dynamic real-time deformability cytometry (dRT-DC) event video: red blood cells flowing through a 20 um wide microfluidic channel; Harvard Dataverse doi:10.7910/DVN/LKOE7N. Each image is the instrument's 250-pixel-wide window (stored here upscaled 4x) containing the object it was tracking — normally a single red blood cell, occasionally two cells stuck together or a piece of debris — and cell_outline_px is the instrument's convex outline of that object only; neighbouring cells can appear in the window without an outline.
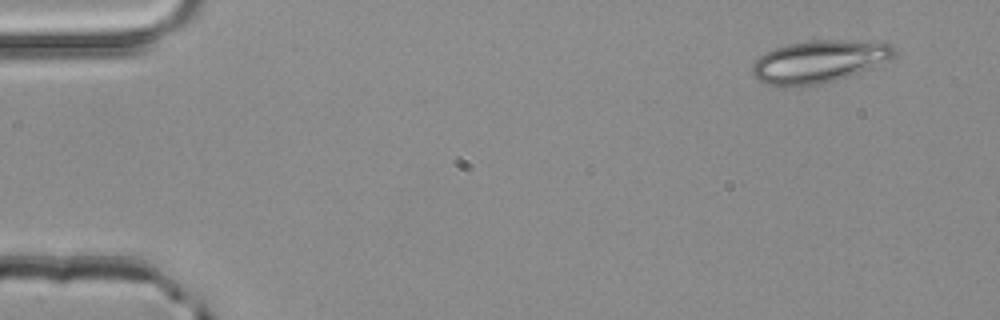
{"species": "common noctule bat (a hibernating species)", "species_latin": "Nyctalus noctula", "temperature_condition": "room temperature", "stored_images_in_passage": 50, "camera_frame_rate_fps": 3000, "um_per_image_px": 0.085, "animal": {"sex": "male", "body_mass_g": 20.4}, "frame": {"image": 1, "passage_image": 2, "time_ms": 0.333, "image_size_px": [1000, 320], "cell_outline_px": [[896, 52], [892, 60], [872, 68], [836, 80], [820, 84], [792, 88], [768, 84], [756, 80], [752, 76], [752, 64], [760, 56], [776, 48], [788, 44], [812, 40], [844, 40], [892, 44], [896, 48]], "centroid_in_image_um": [69.62, 5.25], "position_along_channel_um": 15.4, "area_um2": 35.37}}
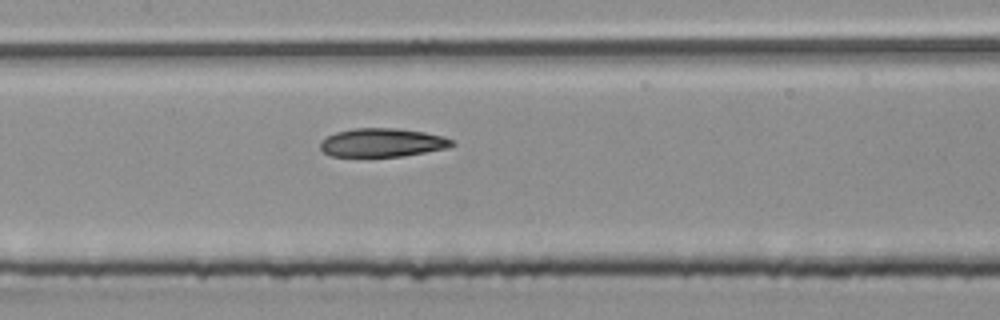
{"frame": {"image": 2, "passage_image": 23, "time_ms": 7.333, "image_size_px": [1000, 320], "cell_outline_px": [[456, 144], [448, 148], [404, 156], [332, 156], [324, 152], [320, 148], [320, 140], [336, 132], [356, 128], [400, 128], [424, 132], [444, 136], [452, 140]], "centroid_in_image_um": [32.52, 12.11], "position_along_channel_um": 174.9, "area_um2": 21.96}}
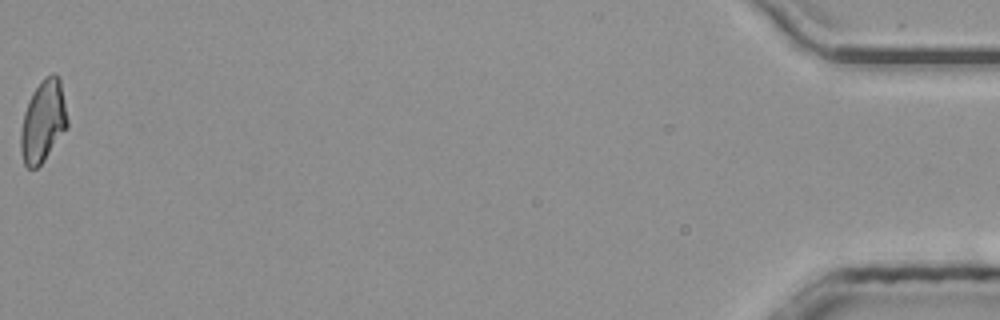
{"frame": {"image": 3, "passage_image": 50, "time_ms": 16.333, "image_size_px": [1000, 320], "cell_outline_px": [[68, 128], [44, 160], [36, 168], [28, 168], [24, 164], [20, 152], [20, 132], [24, 112], [28, 100], [32, 92], [44, 76], [52, 72], [60, 76], [68, 120]], "centroid_in_image_um": [3.67, 10.28], "position_along_channel_um": 431.5, "area_um2": 22.66}, "authors_computed_cell_mechanics": {"area_um2": 22.7154, "velocity_mm_per_s": 4.0232, "shape_relaxation_time_tau1_ms": null, "shape_relaxation_time_tau2_ms": 4.5538, "deformation_change_tau1": null, "deformation_change_tau2": 0.1237}}